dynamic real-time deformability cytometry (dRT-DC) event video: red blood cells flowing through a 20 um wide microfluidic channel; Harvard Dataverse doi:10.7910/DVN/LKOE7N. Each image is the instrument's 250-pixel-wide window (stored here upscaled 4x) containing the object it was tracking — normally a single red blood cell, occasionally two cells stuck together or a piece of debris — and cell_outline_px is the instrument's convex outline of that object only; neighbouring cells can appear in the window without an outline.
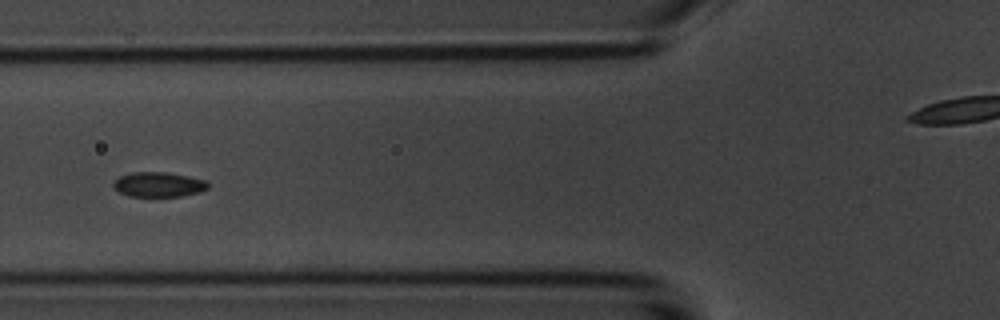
{"species": "common noctule bat (a hibernating species)", "species_latin": "Nyctalus noctula", "temperature_condition": "room temperature", "stored_images_in_passage": 8, "camera_frame_rate_fps": 3000, "um_per_image_px": 0.085, "animal": {"sex": "male", "body_mass_g": 20.1, "forearm_length_mm": 53.5}, "frame": {"image": 1, "passage_image": 6, "time_ms": 6.667, "image_size_px": [1000, 320], "cell_outline_px": [[208, 188], [200, 192], [180, 196], [128, 196], [120, 192], [112, 184], [120, 176], [132, 172], [164, 172], [188, 176], [204, 180], [208, 184]], "centroid_in_image_um": [13.48, 15.68], "position_along_channel_um": 112.3, "area_um2": 13.47}}
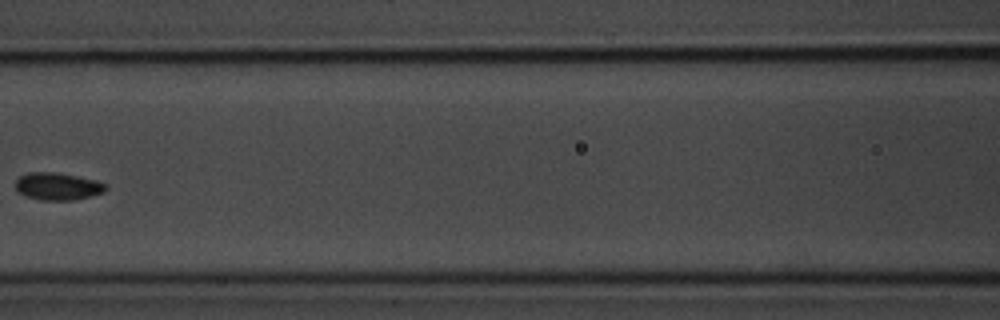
{"frame": {"image": 2, "passage_image": 7, "time_ms": 8.0, "image_size_px": [1000, 320], "cell_outline_px": [[108, 188], [104, 192], [72, 200], [40, 200], [24, 196], [16, 192], [12, 184], [20, 176], [28, 172], [52, 172], [76, 176], [96, 180], [108, 184]], "centroid_in_image_um": [4.84, 15.84], "position_along_channel_um": 161.8, "area_um2": 14.62}}
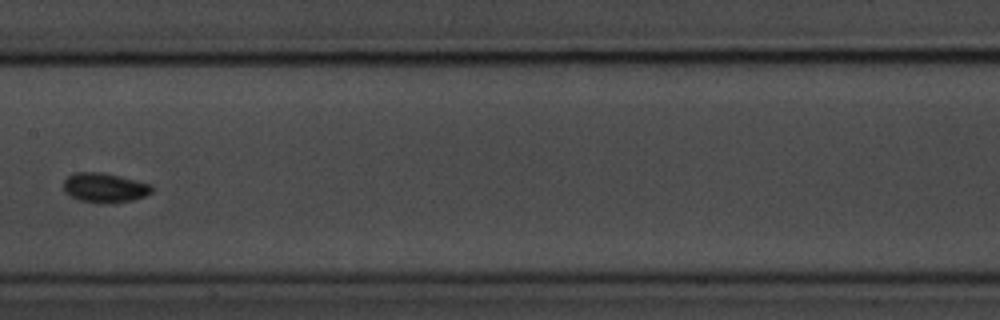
{"frame": {"image": 3, "passage_image": 8, "time_ms": 9.0, "image_size_px": [1000, 320], "cell_outline_px": [[152, 192], [144, 196], [132, 200], [108, 204], [100, 204], [80, 200], [64, 192], [64, 180], [72, 172], [100, 172], [120, 176], [152, 184]], "centroid_in_image_um": [8.89, 15.96], "position_along_channel_um": 198.5, "area_um2": 15.32}}